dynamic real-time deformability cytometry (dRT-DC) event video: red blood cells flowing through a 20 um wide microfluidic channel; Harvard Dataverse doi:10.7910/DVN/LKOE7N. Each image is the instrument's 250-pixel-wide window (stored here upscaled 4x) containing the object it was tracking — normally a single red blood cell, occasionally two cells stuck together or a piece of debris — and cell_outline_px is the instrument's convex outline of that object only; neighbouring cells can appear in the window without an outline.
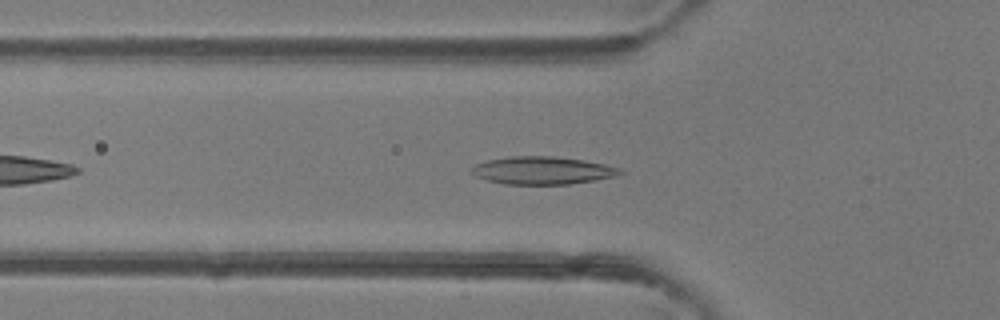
{"species": "common noctule bat (a hibernating species)", "species_latin": "Nyctalus noctula", "temperature_condition": "room temperature", "stored_images_in_passage": 34, "camera_frame_rate_fps": 3000, "um_per_image_px": 0.085, "animal": {"sex": "female"}, "frame": {"image": 1, "passage_image": 6, "time_ms": 1.667, "image_size_px": [1000, 320], "cell_outline_px": [[624, 172], [616, 176], [596, 180], [568, 184], [504, 184], [488, 180], [476, 176], [468, 168], [476, 164], [488, 160], [508, 156], [552, 156], [584, 160], [604, 164], [620, 168]], "centroid_in_image_um": [46.1, 14.48], "position_along_channel_um": 79.7, "area_um2": 23.99}}
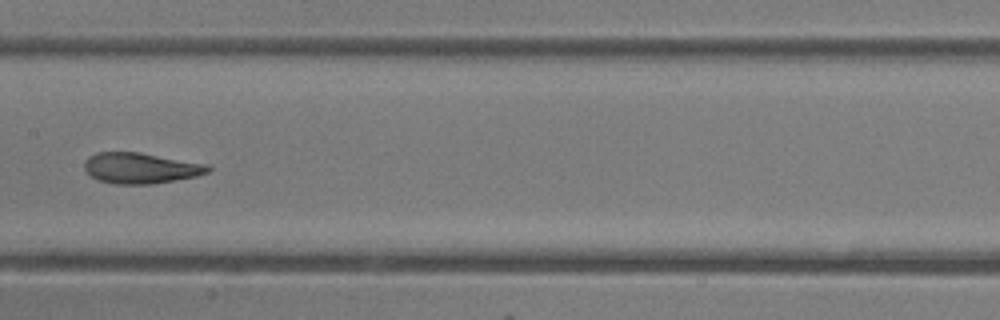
{"frame": {"image": 2, "passage_image": 14, "time_ms": 4.333, "image_size_px": [1000, 320], "cell_outline_px": [[212, 168], [208, 172], [196, 176], [152, 184], [116, 184], [100, 180], [92, 176], [84, 168], [84, 164], [88, 156], [96, 152], [140, 152], [208, 164]], "centroid_in_image_um": [11.97, 14.27], "position_along_channel_um": 195.4, "area_um2": 22.08}}
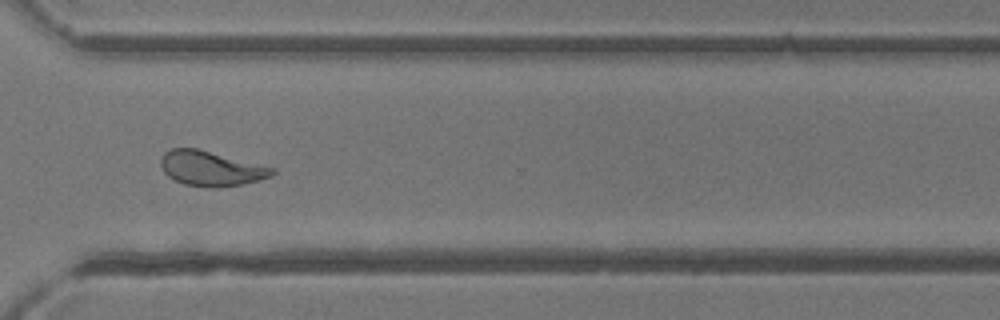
{"frame": {"image": 3, "passage_image": 25, "time_ms": 8.0, "image_size_px": [1000, 320], "cell_outline_px": [[276, 172], [272, 176], [240, 184], [212, 188], [208, 188], [184, 184], [168, 176], [164, 172], [160, 164], [160, 156], [164, 152], [172, 148], [196, 148], [276, 168]], "centroid_in_image_um": [17.9, 14.31], "position_along_channel_um": 352.7, "area_um2": 22.54}, "authors_computed_cell_mechanics": {"area_um2": 22.5709, "velocity_mm_per_s": 4.2961, "shape_relaxation_time_tau1_ms": 5.1415, "shape_relaxation_time_tau2_ms": 1.3911, "deformation_change_tau1": 0.1805, "deformation_change_tau2": 0.0787}}